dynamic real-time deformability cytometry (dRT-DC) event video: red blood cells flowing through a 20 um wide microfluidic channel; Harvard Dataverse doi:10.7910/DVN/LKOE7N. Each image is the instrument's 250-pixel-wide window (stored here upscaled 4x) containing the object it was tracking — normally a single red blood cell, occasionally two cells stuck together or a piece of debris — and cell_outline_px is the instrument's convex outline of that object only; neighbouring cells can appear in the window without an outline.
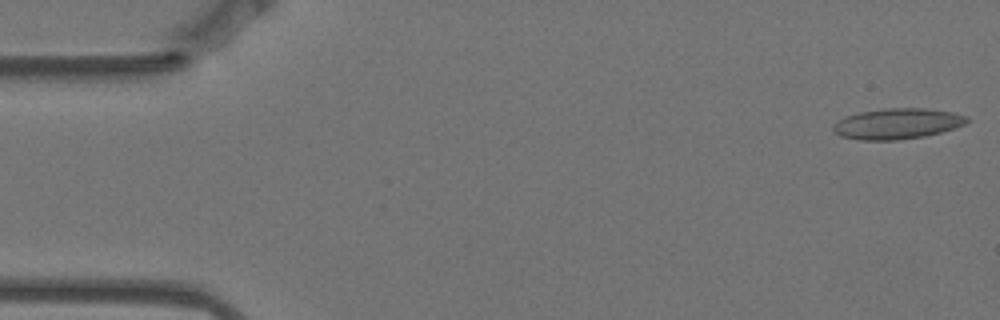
{"species": "Egyptian fruit bat (a non-hibernating species)", "species_latin": "Rousettus aegyptiacus", "temperature_condition": "warm", "stored_images_in_passage": 57, "camera_frame_rate_fps": 3000, "um_per_image_px": 0.085, "animal": {"sex": "female"}, "frame": {"image": 1, "passage_image": 1, "time_ms": 0.0, "image_size_px": [1000, 320], "cell_outline_px": [[968, 120], [964, 124], [940, 132], [924, 136], [896, 140], [860, 140], [840, 136], [832, 128], [832, 124], [848, 116], [860, 112], [888, 108], [924, 108], [952, 112], [968, 116]], "centroid_in_image_um": [76.26, 10.51], "position_along_channel_um": 8.7, "area_um2": 23.58}}
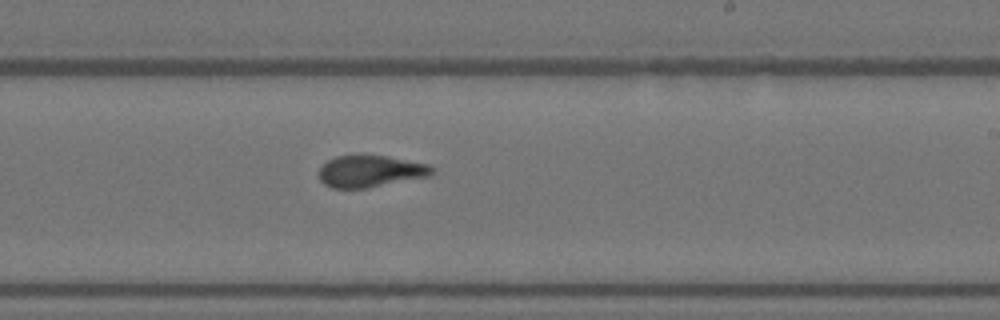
{"frame": {"image": 2, "passage_image": 33, "time_ms": 10.667, "image_size_px": [1000, 320], "cell_outline_px": [[432, 176], [368, 188], [332, 188], [324, 184], [320, 180], [320, 168], [328, 160], [336, 156], [388, 156], [428, 164], [432, 168]], "centroid_in_image_um": [31.5, 14.57], "position_along_channel_um": 257.5, "area_um2": 20.81}}
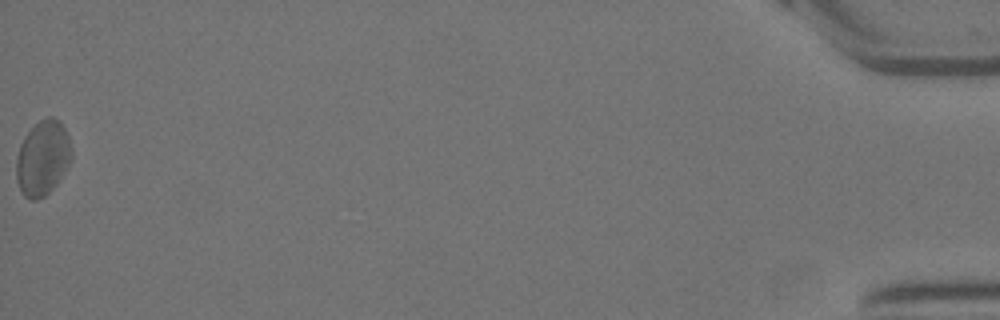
{"frame": {"image": 3, "passage_image": 57, "time_ms": 18.667, "image_size_px": [1000, 320], "cell_outline_px": [[72, 160], [56, 184], [44, 196], [36, 200], [32, 200], [24, 196], [16, 180], [16, 156], [20, 144], [24, 136], [40, 120], [48, 116], [52, 116], [60, 120], [68, 136], [72, 148]], "centroid_in_image_um": [3.63, 13.42], "position_along_channel_um": 431.6, "area_um2": 24.22}, "authors_computed_cell_mechanics": {"area_um2": 21.8484, "velocity_mm_per_s": 3.4801, "shape_relaxation_time_tau1_ms": null, "shape_relaxation_time_tau2_ms": 1.0906, "deformation_change_tau1": null, "deformation_change_tau2": 0.0749}}